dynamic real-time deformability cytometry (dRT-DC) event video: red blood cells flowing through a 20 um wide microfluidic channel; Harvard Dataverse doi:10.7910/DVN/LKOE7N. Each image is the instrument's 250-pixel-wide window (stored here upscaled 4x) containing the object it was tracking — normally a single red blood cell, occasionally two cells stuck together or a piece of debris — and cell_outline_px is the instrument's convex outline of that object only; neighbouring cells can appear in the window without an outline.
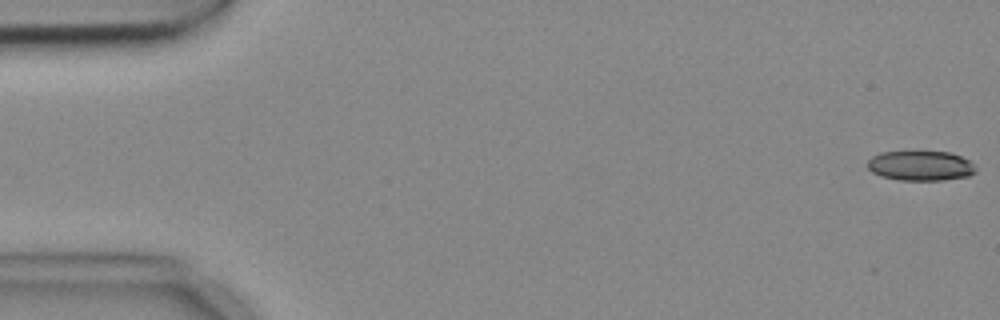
{"species": "common noctule bat (a hibernating species)", "species_latin": "Nyctalus noctula", "temperature_condition": "cold", "stored_images_in_passage": 5, "camera_frame_rate_fps": 3000, "um_per_image_px": 0.085, "animal": {"sex": "female", "body_mass_g": 18.4}, "frame": {"image": 1, "passage_image": 1, "time_ms": 0.0, "image_size_px": [1000, 320], "cell_outline_px": [[976, 172], [968, 176], [944, 180], [900, 180], [880, 176], [872, 172], [868, 168], [868, 160], [872, 156], [880, 152], [948, 152], [960, 156], [968, 160], [976, 168]], "centroid_in_image_um": [78.23, 14.09], "position_along_channel_um": 6.8, "area_um2": 18.73}}
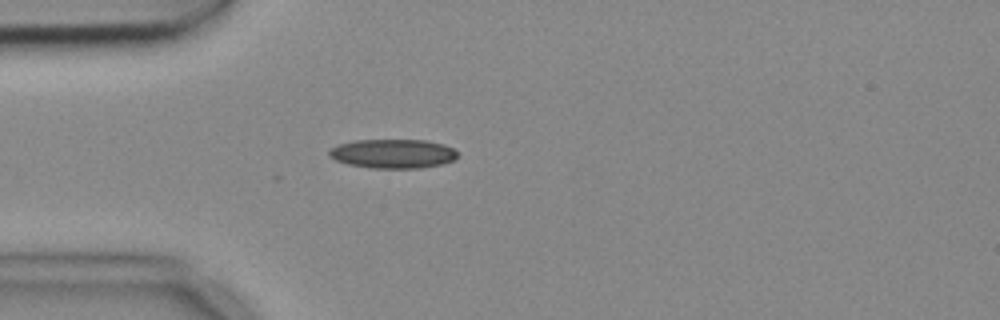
{"frame": {"image": 2, "passage_image": 5, "time_ms": 1.333, "image_size_px": [1000, 320], "cell_outline_px": [[460, 156], [452, 160], [440, 164], [420, 168], [372, 168], [348, 164], [336, 160], [328, 156], [328, 152], [332, 148], [340, 144], [356, 140], [428, 140], [444, 144], [460, 152]], "centroid_in_image_um": [33.44, 13.06], "position_along_channel_um": 51.6, "area_um2": 21.85}}